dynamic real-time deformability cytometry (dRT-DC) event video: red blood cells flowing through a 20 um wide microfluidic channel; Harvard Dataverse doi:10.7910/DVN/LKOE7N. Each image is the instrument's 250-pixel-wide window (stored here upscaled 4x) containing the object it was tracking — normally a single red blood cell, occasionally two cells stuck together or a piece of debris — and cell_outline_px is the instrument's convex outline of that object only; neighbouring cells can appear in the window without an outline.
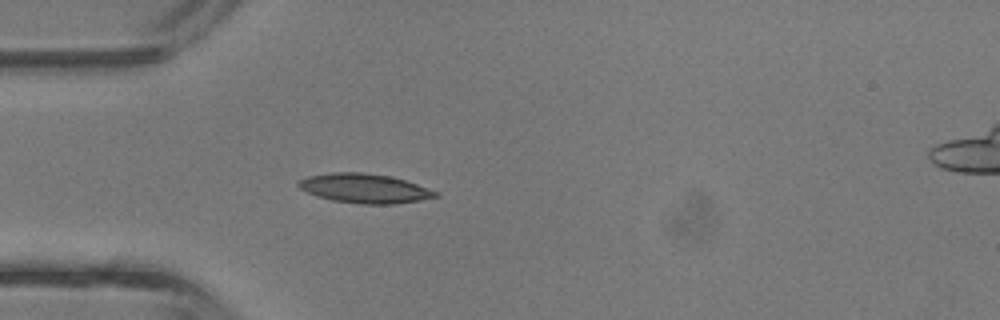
{"species": "common noctule bat (a hibernating species)", "species_latin": "Nyctalus noctula", "temperature_condition": "room temperature", "stored_images_in_passage": 41, "camera_frame_rate_fps": 3000, "um_per_image_px": 0.085, "animal": {"sex": "male", "body_mass_g": 13.3}, "frame": {"image": 1, "passage_image": 11, "time_ms": 3.333, "image_size_px": [1000, 320], "cell_outline_px": [[440, 196], [420, 200], [396, 204], [360, 204], [332, 200], [316, 196], [300, 188], [296, 184], [300, 180], [308, 176], [332, 172], [360, 172], [388, 176], [404, 180], [440, 192]], "centroid_in_image_um": [31.0, 16.02], "position_along_channel_um": 54.0, "area_um2": 23.35}}
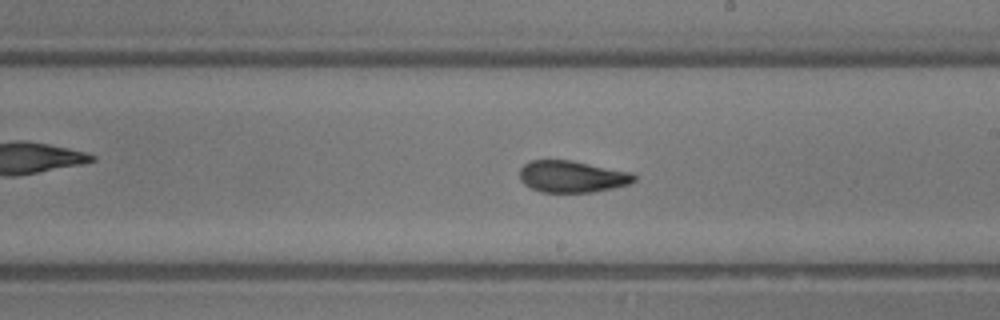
{"frame": {"image": 2, "passage_image": 23, "time_ms": 7.333, "image_size_px": [1000, 320], "cell_outline_px": [[636, 180], [628, 184], [612, 188], [592, 192], [540, 192], [524, 184], [520, 180], [520, 168], [524, 164], [532, 160], [568, 160], [632, 172], [636, 176]], "centroid_in_image_um": [48.61, 15.01], "position_along_channel_um": 240.4, "area_um2": 21.04}}
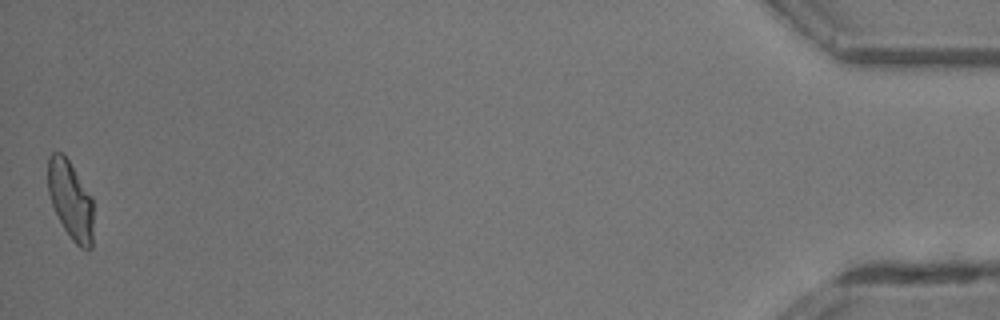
{"frame": {"image": 3, "passage_image": 41, "time_ms": 13.333, "image_size_px": [1000, 320], "cell_outline_px": [[92, 248], [88, 252], [80, 248], [72, 240], [64, 228], [52, 204], [48, 192], [48, 156], [52, 152], [60, 152], [68, 160], [92, 196]], "centroid_in_image_um": [6.0, 17.03], "position_along_channel_um": 429.2, "area_um2": 20.63}, "authors_computed_cell_mechanics": {"area_um2": 21.3282, "velocity_mm_per_s": 4.8235, "shape_relaxation_time_tau1_ms": 4.1608, "shape_relaxation_time_tau2_ms": 1.4321, "deformation_change_tau1": 0.1586, "deformation_change_tau2": 0.0741}}